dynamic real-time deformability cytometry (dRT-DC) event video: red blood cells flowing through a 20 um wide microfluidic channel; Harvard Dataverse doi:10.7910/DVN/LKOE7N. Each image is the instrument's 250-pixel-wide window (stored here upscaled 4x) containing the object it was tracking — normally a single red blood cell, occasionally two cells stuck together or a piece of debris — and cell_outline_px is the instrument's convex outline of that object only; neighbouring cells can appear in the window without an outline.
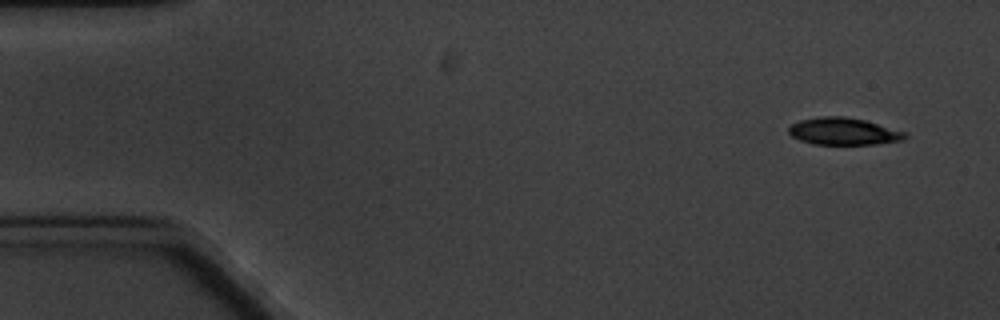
{"species": "common noctule bat (a hibernating species)", "species_latin": "Nyctalus noctula", "temperature_condition": "cold", "stored_images_in_passage": 6, "camera_frame_rate_fps": 3000, "um_per_image_px": 0.085, "animal": {"sex": "male", "body_mass_g": 20.1, "forearm_length_mm": 53.5}, "frame": {"image": 1, "passage_image": 1, "time_ms": 0.0, "image_size_px": [1000, 320], "cell_outline_px": [[908, 136], [904, 140], [872, 144], [812, 144], [800, 140], [792, 136], [788, 132], [788, 128], [792, 124], [800, 120], [820, 116], [844, 116], [864, 120], [908, 132]], "centroid_in_image_um": [71.72, 11.16], "position_along_channel_um": 13.3, "area_um2": 18.44}}
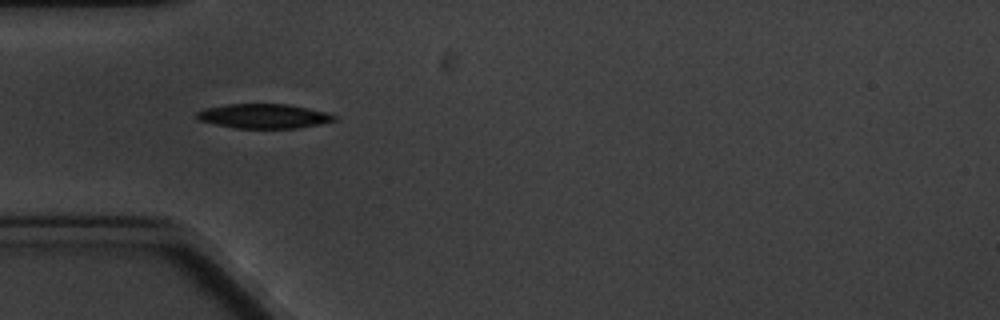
{"frame": {"image": 2, "passage_image": 5, "time_ms": 4.667, "image_size_px": [1000, 320], "cell_outline_px": [[336, 120], [296, 128], [236, 128], [216, 124], [200, 120], [196, 116], [196, 112], [204, 108], [228, 104], [288, 104], [308, 108], [324, 112], [336, 116]], "centroid_in_image_um": [22.38, 9.86], "position_along_channel_um": 62.6, "area_um2": 19.31}}